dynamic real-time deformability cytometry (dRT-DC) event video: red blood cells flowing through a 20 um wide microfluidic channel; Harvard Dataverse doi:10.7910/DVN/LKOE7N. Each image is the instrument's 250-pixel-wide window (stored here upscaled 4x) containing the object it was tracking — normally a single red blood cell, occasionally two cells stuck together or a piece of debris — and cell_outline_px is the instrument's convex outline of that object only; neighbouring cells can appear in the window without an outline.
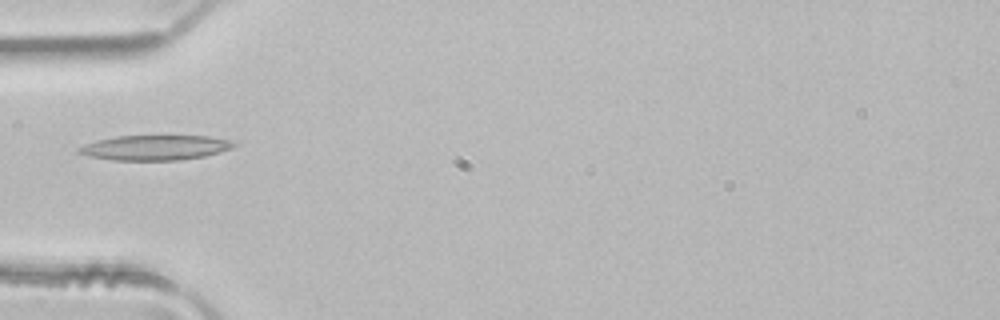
{"species": "common noctule bat (a hibernating species)", "species_latin": "Nyctalus noctula", "temperature_condition": "room temperature", "stored_images_in_passage": 2, "camera_frame_rate_fps": 3000, "um_per_image_px": 0.085, "animal": {"sex": "male", "body_mass_g": 21.5, "forearm_length_mm": 52.0}, "frame": {"image": 1, "passage_image": 1, "time_ms": 0.0, "image_size_px": [1000, 320], "cell_outline_px": [[240, 144], [232, 148], [220, 152], [204, 156], [180, 160], [112, 160], [88, 156], [76, 152], [76, 148], [84, 144], [96, 140], [116, 136], [208, 136], [232, 140]], "centroid_in_image_um": [13.19, 12.54], "position_along_channel_um": 71.8, "area_um2": 22.77}}
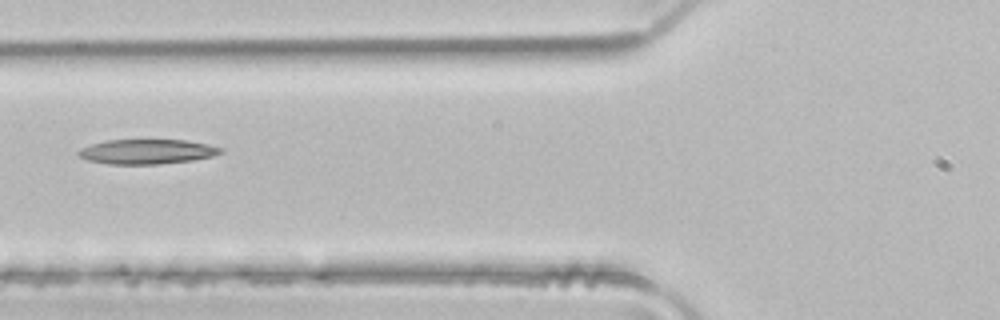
{"frame": {"image": 2, "passage_image": 2, "time_ms": 0.333, "image_size_px": [1000, 320], "cell_outline_px": [[224, 152], [212, 156], [192, 160], [156, 164], [108, 164], [88, 160], [80, 156], [76, 152], [80, 148], [92, 144], [108, 140], [184, 140], [208, 144], [224, 148]], "centroid_in_image_um": [12.51, 12.88], "position_along_channel_um": 113.3, "area_um2": 20.4}}